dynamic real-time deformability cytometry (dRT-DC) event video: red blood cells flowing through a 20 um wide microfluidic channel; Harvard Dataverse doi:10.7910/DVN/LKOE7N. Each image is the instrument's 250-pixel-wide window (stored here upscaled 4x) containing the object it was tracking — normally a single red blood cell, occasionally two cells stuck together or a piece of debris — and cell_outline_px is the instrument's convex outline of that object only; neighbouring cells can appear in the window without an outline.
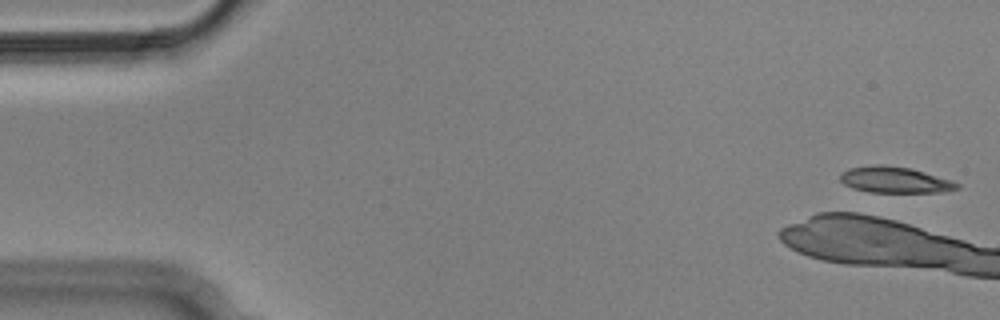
{"species": "Egyptian fruit bat (a non-hibernating species)", "species_latin": "Rousettus aegyptiacus", "temperature_condition": "cold", "stored_images_in_passage": 5, "camera_frame_rate_fps": 3000, "um_per_image_px": 0.085, "animal": {"sex": "male"}, "frame": {"image": 1, "passage_image": 1, "time_ms": 0.0, "image_size_px": [1000, 320], "cell_outline_px": [[960, 188], [944, 192], [868, 192], [852, 188], [844, 184], [840, 180], [840, 172], [848, 168], [876, 164], [880, 164], [912, 168], [952, 180], [960, 184]], "centroid_in_image_um": [76.06, 15.28], "position_along_channel_um": 8.9, "area_um2": 18.03}}